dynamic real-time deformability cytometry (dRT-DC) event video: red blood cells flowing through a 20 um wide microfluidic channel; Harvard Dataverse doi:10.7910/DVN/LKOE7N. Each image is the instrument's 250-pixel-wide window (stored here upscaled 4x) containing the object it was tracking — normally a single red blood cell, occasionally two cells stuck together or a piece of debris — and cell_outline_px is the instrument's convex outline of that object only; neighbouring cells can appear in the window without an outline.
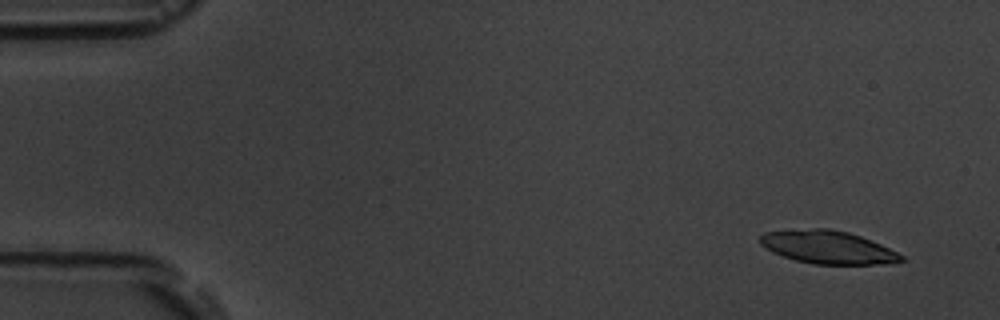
{"species": "common noctule bat (a hibernating species)", "species_latin": "Nyctalus noctula", "temperature_condition": "room temperature", "stored_images_in_passage": 4, "camera_frame_rate_fps": 3000, "um_per_image_px": 0.085, "animal": {"sex": "male", "body_mass_g": 19.5, "forearm_length_mm": 54.6}, "frame": {"image": 1, "passage_image": 1, "time_ms": 0.0, "image_size_px": [1000, 320], "cell_outline_px": [[904, 260], [884, 264], [812, 264], [796, 260], [772, 252], [760, 244], [760, 236], [764, 232], [812, 228], [828, 228], [848, 232], [860, 236], [880, 244], [904, 256]], "centroid_in_image_um": [70.35, 21.01], "position_along_channel_um": 14.7, "area_um2": 26.93}}
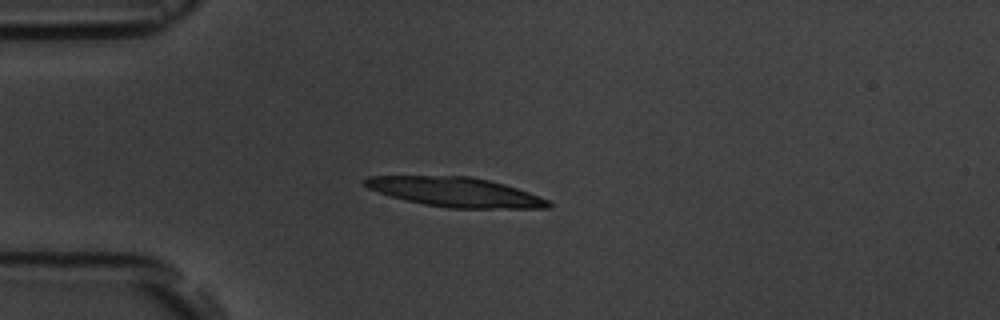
{"frame": {"image": 2, "passage_image": 4, "time_ms": 3.667, "image_size_px": [1000, 320], "cell_outline_px": [[552, 204], [548, 208], [448, 208], [424, 204], [392, 196], [368, 188], [360, 180], [368, 176], [472, 176], [504, 184], [540, 196], [548, 200]], "centroid_in_image_um": [38.71, 16.32], "position_along_channel_um": 46.3, "area_um2": 31.27}}